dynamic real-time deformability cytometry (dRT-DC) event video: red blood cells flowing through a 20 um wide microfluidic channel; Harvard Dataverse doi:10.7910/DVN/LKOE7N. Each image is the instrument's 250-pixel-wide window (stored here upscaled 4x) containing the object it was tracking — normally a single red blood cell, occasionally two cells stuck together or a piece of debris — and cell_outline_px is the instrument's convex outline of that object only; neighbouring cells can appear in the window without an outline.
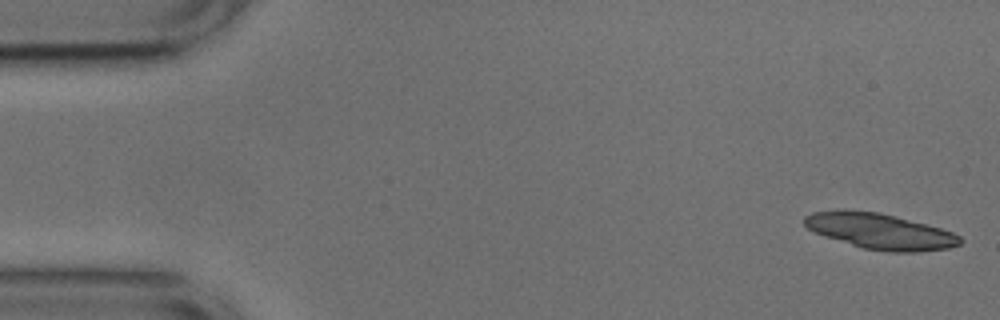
{"species": "common noctule bat (a hibernating species)", "species_latin": "Nyctalus noctula", "temperature_condition": "cold", "stored_images_in_passage": 29, "camera_frame_rate_fps": 3000, "um_per_image_px": 0.085, "animal": {"sex": "male", "body_mass_g": 17.9, "forearm_length_mm": 54.2}, "frame": {"image": 1, "passage_image": 1, "time_ms": 0.0, "image_size_px": [1000, 320], "cell_outline_px": [[964, 240], [960, 244], [948, 248], [916, 252], [888, 252], [864, 248], [824, 236], [808, 228], [804, 224], [804, 216], [812, 212], [836, 208], [844, 208], [880, 212], [940, 228], [952, 232], [960, 236]], "centroid_in_image_um": [74.77, 19.63], "position_along_channel_um": 10.2, "area_um2": 32.6}}